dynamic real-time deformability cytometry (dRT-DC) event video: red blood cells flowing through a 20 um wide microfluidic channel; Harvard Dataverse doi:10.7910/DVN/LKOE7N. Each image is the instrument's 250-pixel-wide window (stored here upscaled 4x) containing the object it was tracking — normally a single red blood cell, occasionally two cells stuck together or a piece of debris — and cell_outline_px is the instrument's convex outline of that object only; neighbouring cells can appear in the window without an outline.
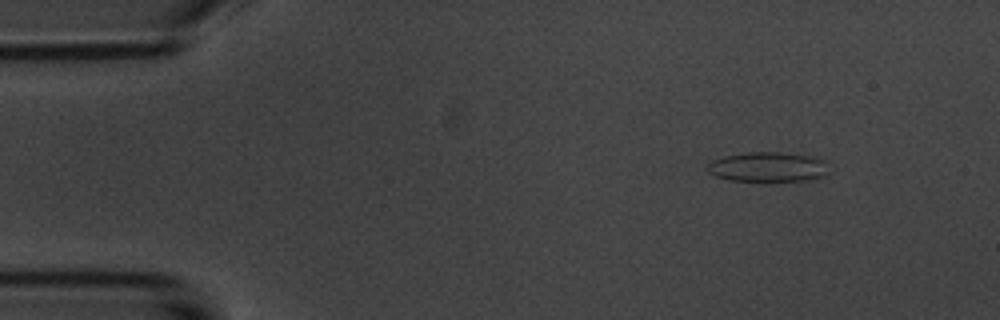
{"species": "common noctule bat (a hibernating species)", "species_latin": "Nyctalus noctula", "temperature_condition": "room temperature", "stored_images_in_passage": 7, "camera_frame_rate_fps": 3000, "um_per_image_px": 0.085, "animal": {"sex": "male", "body_mass_g": 20.1, "forearm_length_mm": 53.5}, "frame": {"image": 1, "passage_image": 1, "time_ms": 0.0, "image_size_px": [1000, 320], "cell_outline_px": [[824, 160], [820, 176], [812, 180], [764, 184], [760, 184], [728, 180], [716, 176], [708, 172], [704, 168], [704, 164], [712, 160], [724, 156], [744, 152], [780, 152], [816, 156]], "centroid_in_image_um": [65.12, 14.23], "position_along_channel_um": 19.9, "area_um2": 22.02}}
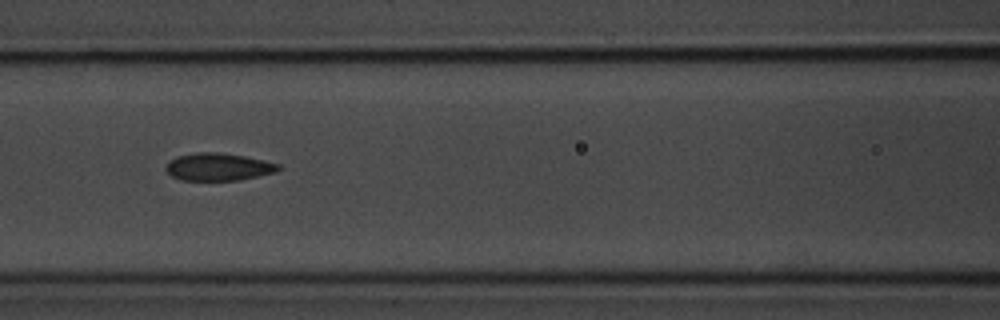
{"frame": {"image": 2, "passage_image": 6, "time_ms": 5.667, "image_size_px": [1000, 320], "cell_outline_px": [[280, 168], [276, 172], [240, 180], [180, 180], [172, 176], [164, 168], [168, 160], [176, 156], [196, 152], [216, 152], [244, 156], [264, 160], [280, 164]], "centroid_in_image_um": [18.53, 14.18], "position_along_channel_um": 148.1, "area_um2": 18.15}}
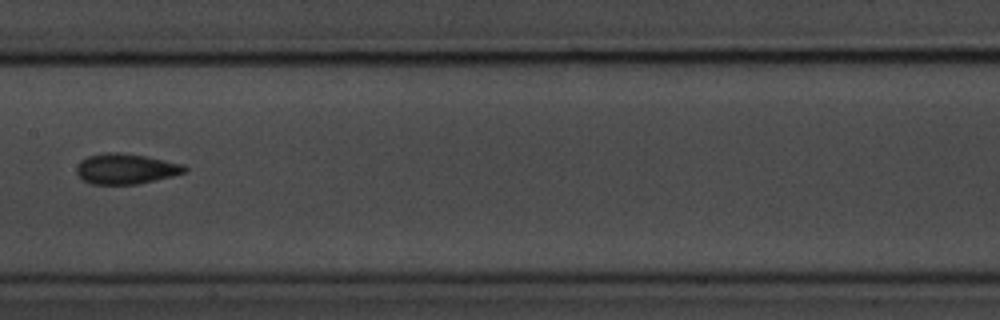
{"frame": {"image": 3, "passage_image": 7, "time_ms": 7.0, "image_size_px": [1000, 320], "cell_outline_px": [[188, 168], [184, 172], [172, 176], [136, 184], [92, 184], [84, 180], [76, 172], [76, 168], [80, 160], [88, 156], [104, 152], [120, 152], [148, 156], [184, 164]], "centroid_in_image_um": [10.69, 14.33], "position_along_channel_um": 196.7, "area_um2": 19.19}}